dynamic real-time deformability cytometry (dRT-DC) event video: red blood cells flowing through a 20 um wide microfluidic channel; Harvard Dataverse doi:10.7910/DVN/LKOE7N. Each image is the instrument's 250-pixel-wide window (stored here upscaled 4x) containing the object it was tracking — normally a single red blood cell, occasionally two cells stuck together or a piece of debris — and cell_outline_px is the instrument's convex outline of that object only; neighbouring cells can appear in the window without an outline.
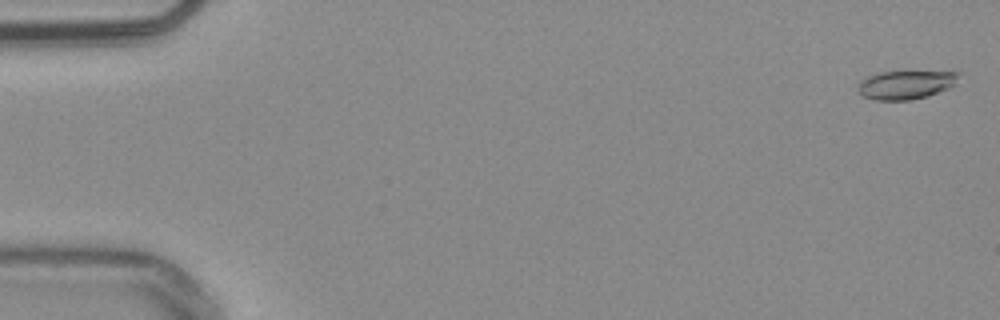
{"species": "common noctule bat (a hibernating species)", "species_latin": "Nyctalus noctula", "temperature_condition": "warm", "stored_images_in_passage": 54, "camera_frame_rate_fps": 3000, "um_per_image_px": 0.085, "animal": {"sex": "male", "body_mass_g": 20.4}, "frame": {"image": 1, "passage_image": 1, "time_ms": 0.0, "image_size_px": [1000, 320], "cell_outline_px": [[960, 72], [956, 84], [948, 88], [928, 96], [912, 100], [876, 100], [864, 96], [860, 92], [860, 80], [868, 76], [880, 72], [904, 68]], "centroid_in_image_um": [77.07, 7.13], "position_along_channel_um": 7.9, "area_um2": 17.69}}
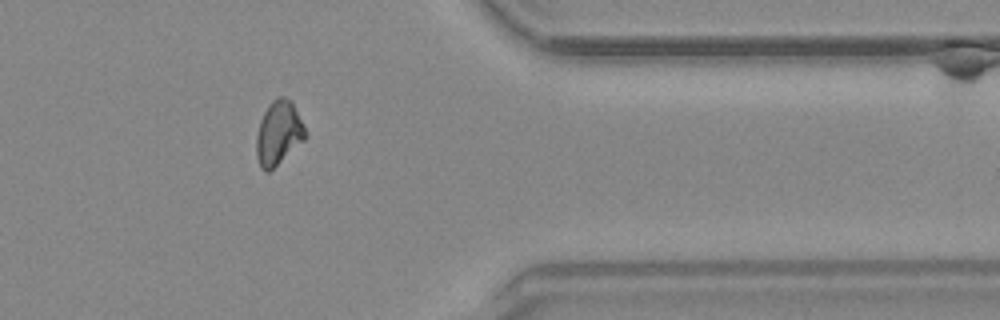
{"frame": {"image": 2, "passage_image": 44, "time_ms": 14.333, "image_size_px": [1000, 320], "cell_outline_px": [[308, 136], [304, 140], [268, 172], [264, 172], [260, 168], [256, 156], [256, 136], [260, 120], [268, 104], [276, 96], [284, 96], [292, 100]], "centroid_in_image_um": [23.66, 11.28], "position_along_channel_um": 387.7, "area_um2": 18.32}}
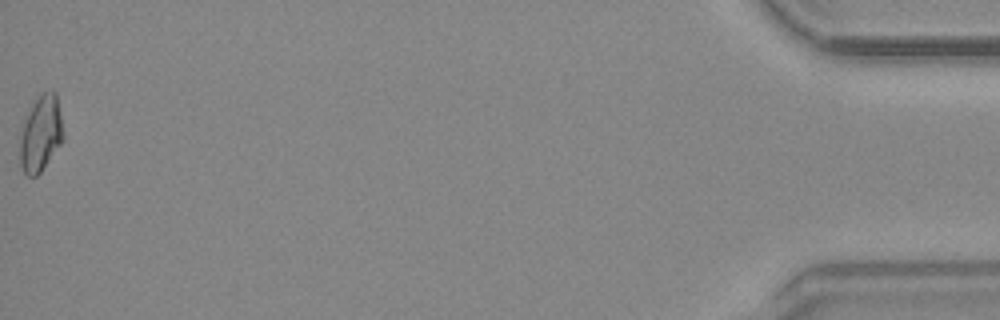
{"frame": {"image": 3, "passage_image": 54, "time_ms": 17.667, "image_size_px": [1000, 320], "cell_outline_px": [[64, 140], [40, 172], [36, 176], [28, 176], [24, 172], [20, 164], [20, 136], [28, 112], [32, 104], [40, 92], [56, 92], [64, 132]], "centroid_in_image_um": [3.48, 11.35], "position_along_channel_um": 431.7, "area_um2": 19.07}, "authors_computed_cell_mechanics": {"area_um2": 17.6868, "velocity_mm_per_s": 3.8056, "shape_relaxation_time_tau1_ms": 5.7901, "shape_relaxation_time_tau2_ms": 4.5367, "deformation_change_tau1": 0.1375, "deformation_change_tau2": 0.1008}}